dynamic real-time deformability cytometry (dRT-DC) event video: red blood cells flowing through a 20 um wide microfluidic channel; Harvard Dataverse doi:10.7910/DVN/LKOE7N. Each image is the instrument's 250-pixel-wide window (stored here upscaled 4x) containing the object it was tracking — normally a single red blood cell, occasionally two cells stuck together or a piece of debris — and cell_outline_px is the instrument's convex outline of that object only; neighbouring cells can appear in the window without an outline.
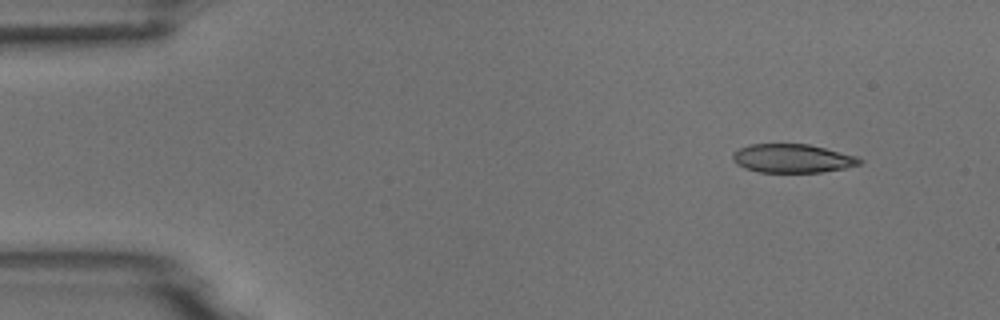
{"species": "common noctule bat (a hibernating species)", "species_latin": "Nyctalus noctula", "temperature_condition": "room temperature", "stored_images_in_passage": 52, "camera_frame_rate_fps": 3000, "um_per_image_px": 0.085, "animal": {"sex": "male", "body_mass_g": 18.8}, "frame": {"image": 1, "passage_image": 4, "time_ms": 1.0, "image_size_px": [1000, 320], "cell_outline_px": [[864, 160], [860, 164], [844, 168], [820, 172], [760, 172], [744, 168], [736, 164], [732, 160], [732, 152], [748, 144], [808, 144], [856, 156]], "centroid_in_image_um": [67.31, 13.46], "position_along_channel_um": 17.7, "area_um2": 21.15}}
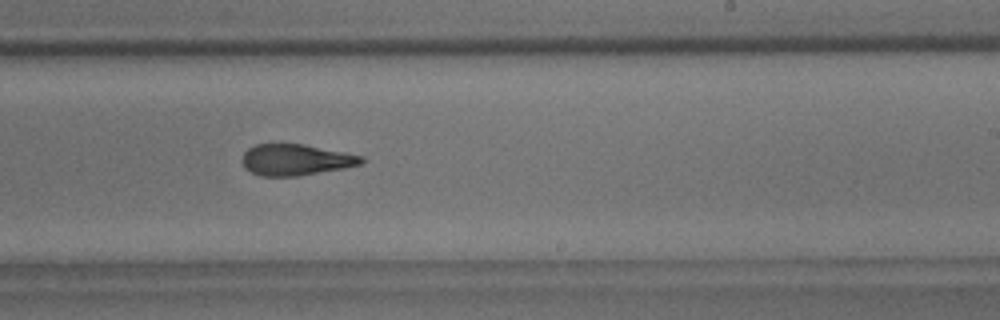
{"frame": {"image": 2, "passage_image": 31, "time_ms": 10.0, "image_size_px": [1000, 320], "cell_outline_px": [[364, 160], [360, 164], [344, 168], [296, 176], [260, 176], [244, 168], [240, 160], [244, 152], [248, 148], [256, 144], [272, 140], [304, 144], [364, 156]], "centroid_in_image_um": [25.05, 13.53], "position_along_channel_um": 264.0, "area_um2": 22.37}}
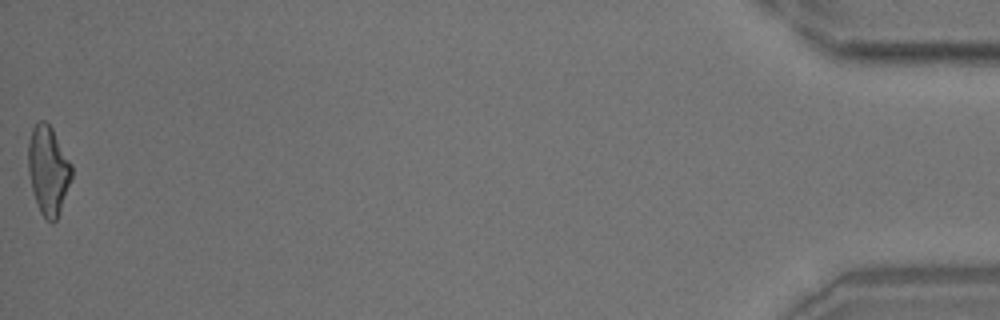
{"frame": {"image": 3, "passage_image": 52, "time_ms": 17.0, "image_size_px": [1000, 320], "cell_outline_px": [[72, 180], [60, 212], [56, 220], [52, 224], [40, 212], [32, 188], [28, 172], [28, 144], [32, 128], [40, 120], [44, 120], [52, 128], [72, 164]], "centroid_in_image_um": [4.12, 14.48], "position_along_channel_um": 431.1, "area_um2": 22.48}, "authors_computed_cell_mechanics": {"area_um2": 22.5131, "velocity_mm_per_s": 3.784, "shape_relaxation_time_tau1_ms": 10.167, "shape_relaxation_time_tau2_ms": 2.7294, "deformation_change_tau1": 0.2577, "deformation_change_tau2": 0.1148}}